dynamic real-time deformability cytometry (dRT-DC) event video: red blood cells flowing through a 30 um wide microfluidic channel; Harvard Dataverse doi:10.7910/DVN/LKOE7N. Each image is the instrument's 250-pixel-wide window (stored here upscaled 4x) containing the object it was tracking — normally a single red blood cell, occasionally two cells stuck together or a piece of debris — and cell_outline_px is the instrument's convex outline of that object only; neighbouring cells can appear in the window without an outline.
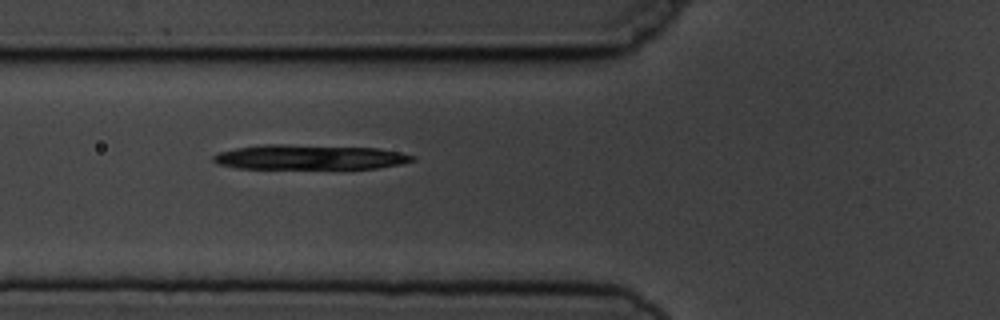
{"species": "common noctule bat (a hibernating species)", "species_latin": "Nyctalus noctula", "temperature_condition": "cold", "stored_images_in_passage": 3, "camera_frame_rate_fps": 3000, "um_per_image_px": 0.085, "animal": {"sex": "male", "body_mass_g": 19.5, "forearm_length_mm": 54.6}, "frame": {"image": 1, "passage_image": 3, "time_ms": 2.333, "image_size_px": [1000, 320], "cell_outline_px": [[416, 160], [400, 164], [376, 168], [236, 168], [220, 164], [212, 160], [212, 156], [220, 152], [236, 148], [260, 144], [284, 144], [380, 148], [400, 152], [416, 156]], "centroid_in_image_um": [26.33, 13.35], "position_along_channel_um": 99.5, "area_um2": 28.73}}